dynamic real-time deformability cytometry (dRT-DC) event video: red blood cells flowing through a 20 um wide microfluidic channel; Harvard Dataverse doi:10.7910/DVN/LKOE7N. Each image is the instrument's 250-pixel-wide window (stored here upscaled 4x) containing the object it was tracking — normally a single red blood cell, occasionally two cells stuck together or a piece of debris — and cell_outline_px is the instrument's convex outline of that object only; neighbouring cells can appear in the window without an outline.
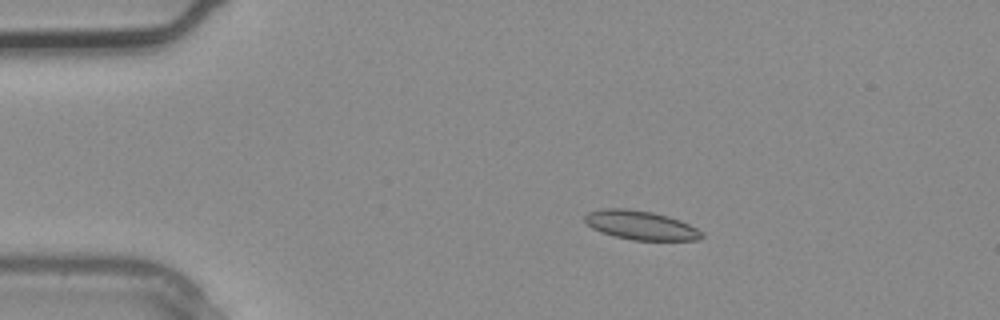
{"species": "common noctule bat (a hibernating species)", "species_latin": "Nyctalus noctula", "temperature_condition": "warm", "stored_images_in_passage": 1, "camera_frame_rate_fps": 3000, "um_per_image_px": 0.085, "animal": {"sex": "male", "body_mass_g": 20.4}, "frame": {"image": 1, "passage_image": 1, "time_ms": 0.0, "image_size_px": [1000, 320], "cell_outline_px": [[704, 236], [700, 240], [632, 240], [600, 232], [592, 228], [584, 220], [584, 216], [588, 212], [604, 208], [628, 208], [652, 212], [668, 216], [680, 220], [704, 232]], "centroid_in_image_um": [54.47, 19.14], "position_along_channel_um": 30.5, "area_um2": 19.83}}